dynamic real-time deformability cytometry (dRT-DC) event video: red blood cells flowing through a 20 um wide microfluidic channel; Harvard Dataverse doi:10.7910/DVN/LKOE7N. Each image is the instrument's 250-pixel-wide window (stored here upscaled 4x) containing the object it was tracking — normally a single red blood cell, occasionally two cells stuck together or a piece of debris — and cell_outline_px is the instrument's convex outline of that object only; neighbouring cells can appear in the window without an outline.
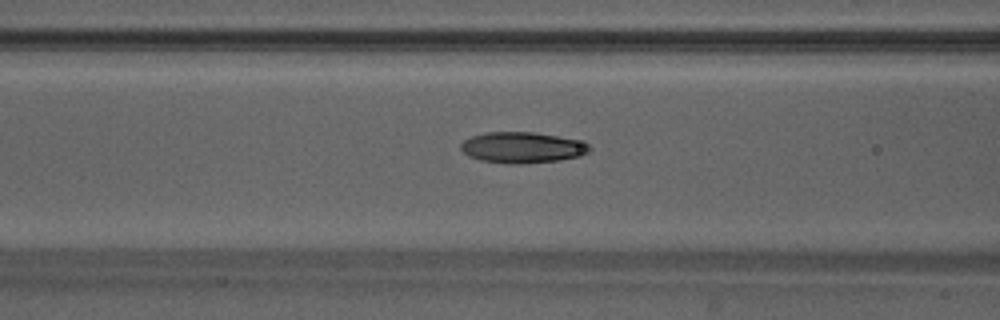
{"species": "Egyptian fruit bat (a non-hibernating species)", "species_latin": "Rousettus aegyptiacus", "temperature_condition": "warm", "stored_images_in_passage": 44, "camera_frame_rate_fps": 3000, "um_per_image_px": 0.085, "animal": {"sex": "male"}, "frame": {"image": 1, "passage_image": 15, "time_ms": 4.667, "image_size_px": [1000, 320], "cell_outline_px": [[592, 148], [588, 152], [580, 156], [560, 160], [520, 164], [512, 164], [480, 160], [468, 156], [460, 148], [460, 144], [464, 140], [472, 136], [484, 132], [536, 132], [576, 140], [588, 144]], "centroid_in_image_um": [44.37, 12.54], "position_along_channel_um": 122.2, "area_um2": 23.18}}
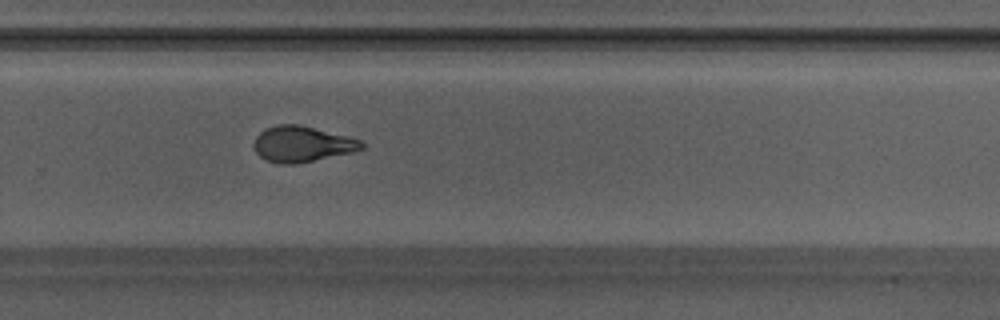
{"frame": {"image": 2, "passage_image": 28, "time_ms": 9.0, "image_size_px": [1000, 320], "cell_outline_px": [[364, 148], [352, 152], [292, 164], [280, 164], [264, 160], [256, 152], [252, 144], [256, 136], [264, 128], [280, 124], [300, 124], [348, 136], [360, 140], [364, 144]], "centroid_in_image_um": [25.63, 12.23], "position_along_channel_um": 304.2, "area_um2": 22.43}}
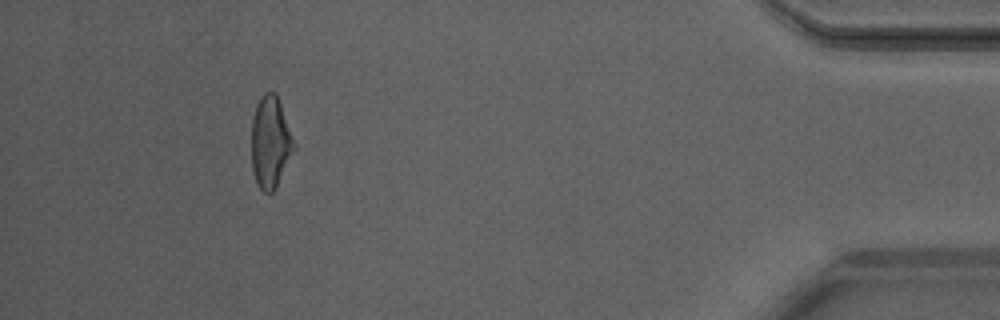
{"frame": {"image": 3, "passage_image": 40, "time_ms": 13.0, "image_size_px": [1000, 320], "cell_outline_px": [[296, 148], [272, 192], [264, 192], [256, 184], [252, 172], [252, 120], [256, 104], [260, 96], [264, 92], [276, 92], [296, 144]], "centroid_in_image_um": [22.98, 12.05], "position_along_channel_um": 412.2, "area_um2": 22.72}, "authors_computed_cell_mechanics": {"area_um2": 22.7154, "velocity_mm_per_s": 4.207, "shape_relaxation_time_tau1_ms": 6.0784, "shape_relaxation_time_tau2_ms": 1.8451, "deformation_change_tau1": 0.2145, "deformation_change_tau2": 0.0635}}